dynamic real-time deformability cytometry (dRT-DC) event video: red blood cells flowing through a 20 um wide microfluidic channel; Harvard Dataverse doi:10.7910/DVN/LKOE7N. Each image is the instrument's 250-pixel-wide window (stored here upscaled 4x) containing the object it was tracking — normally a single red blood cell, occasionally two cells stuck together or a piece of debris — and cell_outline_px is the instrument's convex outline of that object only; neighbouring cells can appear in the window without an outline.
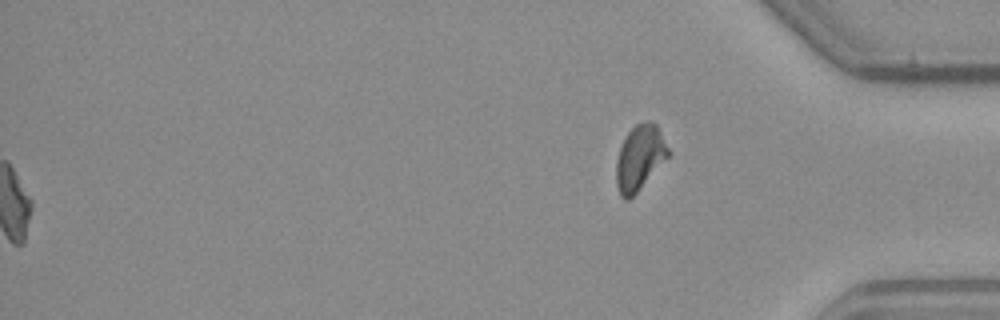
{"species": "common noctule bat (a hibernating species)", "species_latin": "Nyctalus noctula", "temperature_condition": "warm", "stored_images_in_passage": 48, "segment_of_instrument_passage": [2, 2], "camera_frame_rate_fps": 3000, "um_per_image_px": 0.085, "animal": {"sex": "male", "body_mass_g": 23.1, "forearm_length_mm": 52.7}, "frame": {"image": 1, "passage_image": 48, "time_ms": 15.667, "image_size_px": [1000, 320], "cell_outline_px": [[672, 156], [628, 200], [624, 200], [620, 196], [616, 184], [616, 160], [620, 148], [628, 132], [636, 124], [648, 120], [652, 120], [656, 124], [672, 152]], "centroid_in_image_um": [54.42, 13.4], "position_along_channel_um": 380.8, "area_um2": 20.11}}